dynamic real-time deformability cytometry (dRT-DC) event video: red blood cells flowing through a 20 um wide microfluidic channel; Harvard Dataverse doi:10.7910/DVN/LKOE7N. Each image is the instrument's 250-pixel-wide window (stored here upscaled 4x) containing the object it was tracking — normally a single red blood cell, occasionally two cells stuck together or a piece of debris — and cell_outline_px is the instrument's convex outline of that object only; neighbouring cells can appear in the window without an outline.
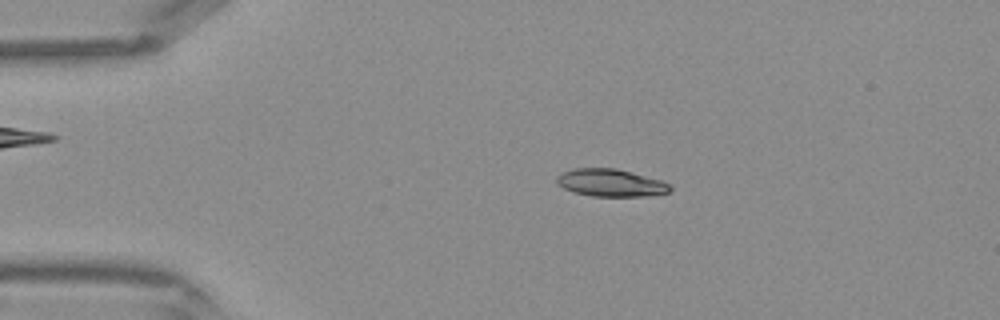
{"species": "Egyptian fruit bat (a non-hibernating species)", "species_latin": "Rousettus aegyptiacus", "temperature_condition": "warm", "stored_images_in_passage": 41, "camera_frame_rate_fps": 3000, "um_per_image_px": 0.085, "frame": {"image": 1, "passage_image": 8, "time_ms": 2.333, "image_size_px": [1000, 320], "cell_outline_px": [[672, 188], [668, 192], [648, 196], [592, 196], [572, 192], [556, 184], [556, 176], [560, 172], [572, 168], [616, 168], [664, 180], [672, 184]], "centroid_in_image_um": [51.91, 15.53], "position_along_channel_um": 33.1, "area_um2": 18.55}}
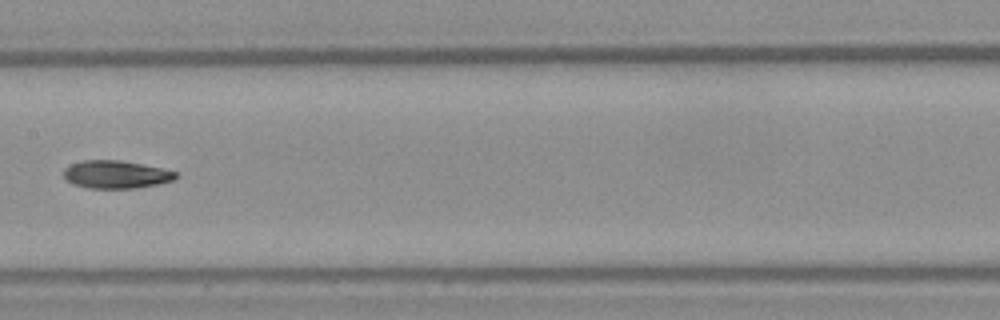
{"frame": {"image": 2, "passage_image": 21, "time_ms": 6.667, "image_size_px": [1000, 320], "cell_outline_px": [[180, 176], [176, 180], [160, 184], [136, 188], [88, 188], [72, 184], [64, 176], [64, 168], [72, 164], [84, 160], [120, 160], [160, 168], [176, 172]], "centroid_in_image_um": [9.9, 14.84], "position_along_channel_um": 197.5, "area_um2": 18.21}}
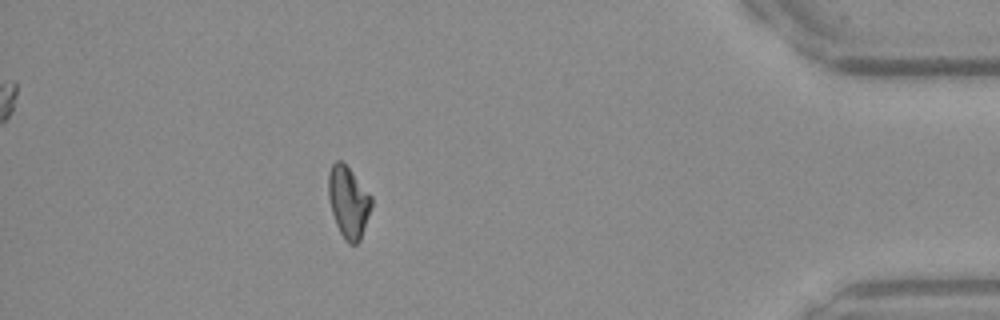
{"frame": {"image": 3, "passage_image": 37, "time_ms": 12.0, "image_size_px": [1000, 320], "cell_outline_px": [[372, 204], [360, 240], [356, 244], [348, 244], [344, 240], [336, 224], [332, 212], [328, 196], [328, 172], [332, 164], [336, 160], [340, 160], [352, 172], [372, 196]], "centroid_in_image_um": [29.6, 17.18], "position_along_channel_um": 405.6, "area_um2": 17.8}}